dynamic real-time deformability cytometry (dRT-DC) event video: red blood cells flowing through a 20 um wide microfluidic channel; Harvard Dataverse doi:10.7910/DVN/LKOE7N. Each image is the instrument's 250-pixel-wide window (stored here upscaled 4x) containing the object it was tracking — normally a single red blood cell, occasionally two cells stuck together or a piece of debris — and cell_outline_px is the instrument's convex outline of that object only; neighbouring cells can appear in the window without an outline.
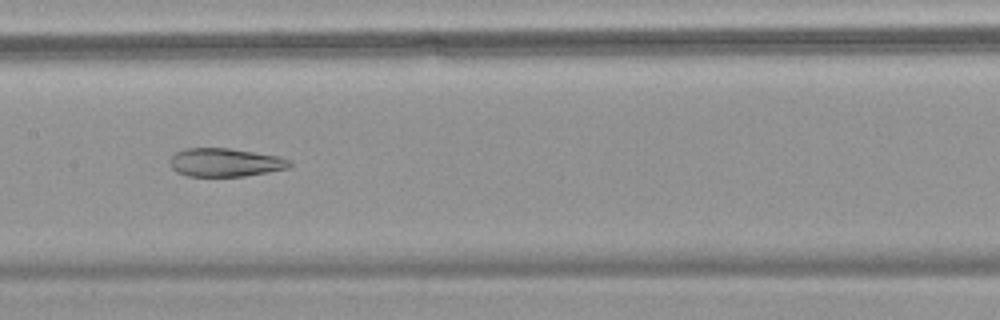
{"species": "common noctule bat (a hibernating species)", "species_latin": "Nyctalus noctula", "temperature_condition": "warm", "stored_images_in_passage": 58, "camera_frame_rate_fps": 3000, "um_per_image_px": 0.085, "animal": {"sex": "female", "body_mass_g": 18.4}, "frame": {"image": 1, "passage_image": 30, "time_ms": 9.667, "image_size_px": [1000, 320], "cell_outline_px": [[292, 164], [288, 168], [268, 172], [244, 176], [188, 176], [176, 172], [172, 168], [168, 160], [176, 152], [184, 148], [228, 148], [276, 156], [292, 160]], "centroid_in_image_um": [19.11, 13.81], "position_along_channel_um": 188.3, "area_um2": 19.77}}
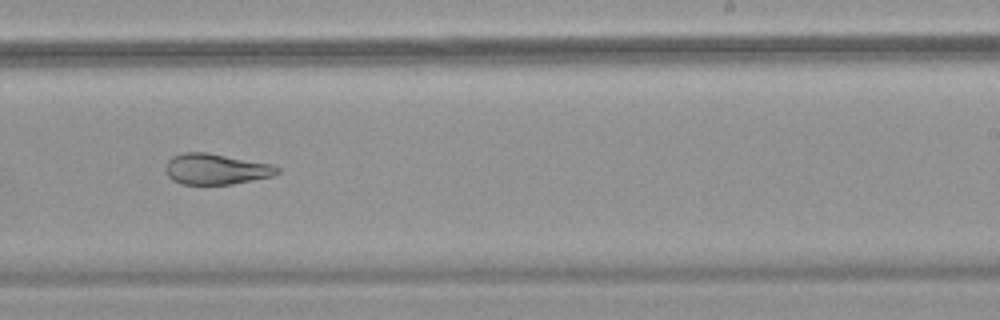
{"frame": {"image": 2, "passage_image": 37, "time_ms": 12.0, "image_size_px": [1000, 320], "cell_outline_px": [[280, 172], [272, 176], [232, 184], [180, 184], [172, 180], [168, 176], [164, 168], [168, 160], [172, 156], [184, 152], [208, 152], [272, 164], [280, 168]], "centroid_in_image_um": [18.34, 14.36], "position_along_channel_um": 270.7, "area_um2": 20.17}}
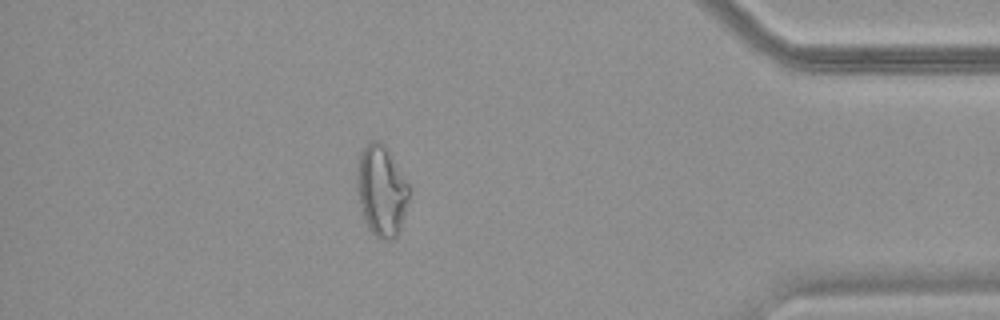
{"frame": {"image": 3, "passage_image": 51, "time_ms": 16.667, "image_size_px": [1000, 320], "cell_outline_px": [[408, 200], [400, 232], [392, 240], [384, 240], [376, 236], [368, 228], [364, 220], [360, 208], [356, 188], [356, 172], [360, 152], [372, 140], [380, 140], [384, 144], [408, 184]], "centroid_in_image_um": [32.39, 16.24], "position_along_channel_um": 402.8, "area_um2": 27.57}, "authors_computed_cell_mechanics": {"area_um2": 27.3105, "velocity_mm_per_s": 3.5504, "shape_relaxation_time_tau1_ms": null, "shape_relaxation_time_tau2_ms": 3.0525, "deformation_change_tau1": null, "deformation_change_tau2": 0.093}}